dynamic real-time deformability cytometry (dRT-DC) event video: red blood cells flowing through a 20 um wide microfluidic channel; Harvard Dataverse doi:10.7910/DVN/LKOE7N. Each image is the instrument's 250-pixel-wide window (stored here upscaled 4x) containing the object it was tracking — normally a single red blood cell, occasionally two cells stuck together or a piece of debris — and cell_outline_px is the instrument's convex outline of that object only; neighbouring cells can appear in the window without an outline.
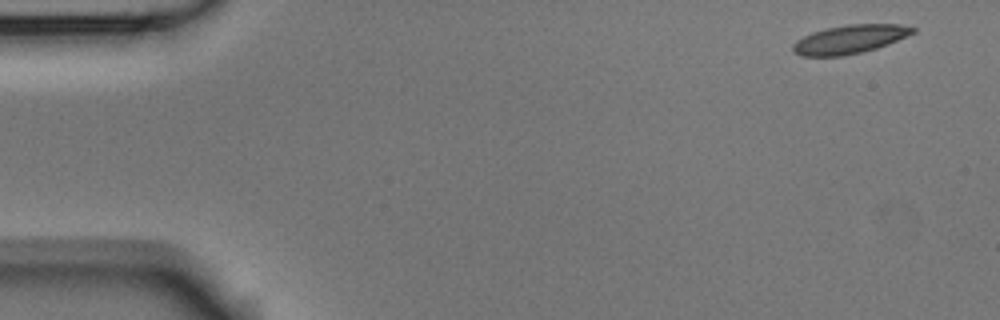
{"species": "Egyptian fruit bat (a non-hibernating species)", "species_latin": "Rousettus aegyptiacus", "temperature_condition": "room temperature", "stored_images_in_passage": 5, "camera_frame_rate_fps": 3000, "um_per_image_px": 0.085, "animal": {"sex": "male"}, "frame": {"image": 1, "passage_image": 1, "time_ms": 0.0, "image_size_px": [1000, 320], "cell_outline_px": [[916, 32], [888, 44], [876, 48], [844, 56], [800, 56], [792, 52], [792, 44], [796, 40], [812, 32], [824, 28], [848, 24], [900, 24], [916, 28]], "centroid_in_image_um": [72.2, 3.33], "position_along_channel_um": 12.8, "area_um2": 20.11}}
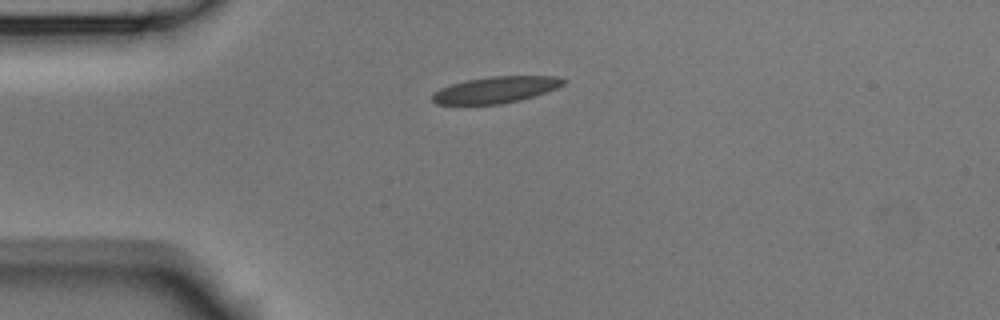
{"frame": {"image": 2, "passage_image": 4, "time_ms": 1.0, "image_size_px": [1000, 320], "cell_outline_px": [[568, 80], [564, 84], [556, 88], [520, 100], [500, 104], [436, 104], [432, 100], [432, 96], [440, 88], [452, 84], [468, 80], [492, 76], [552, 76]], "centroid_in_image_um": [42.14, 7.63], "position_along_channel_um": 42.9, "area_um2": 19.83}}